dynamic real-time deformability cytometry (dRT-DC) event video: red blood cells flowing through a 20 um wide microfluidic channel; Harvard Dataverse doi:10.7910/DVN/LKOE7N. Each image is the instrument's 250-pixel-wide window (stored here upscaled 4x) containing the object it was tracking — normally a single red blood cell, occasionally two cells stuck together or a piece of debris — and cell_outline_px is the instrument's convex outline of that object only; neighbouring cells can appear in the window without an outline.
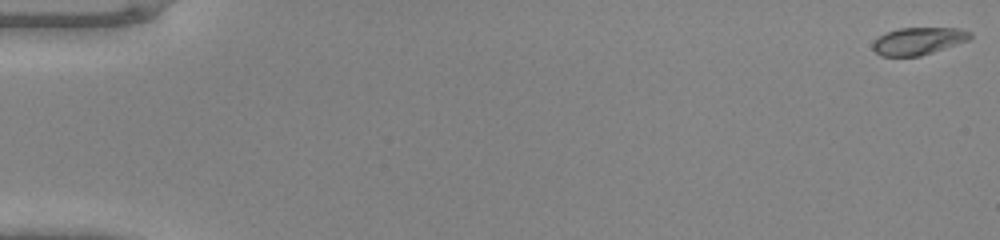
{"species": "common noctule bat (a hibernating species)", "species_latin": "Nyctalus noctula", "temperature_condition": "warm", "stored_images_in_passage": 49, "camera_frame_rate_fps": 3000, "um_per_image_px": 0.085, "animal": {"sex": "male", "body_mass_g": 20.0, "forearm_length_mm": 53.3}, "frame": {"image": 1, "passage_image": 1, "time_ms": 0.0, "image_size_px": [1000, 240], "cell_outline_px": [[972, 36], [968, 40], [920, 56], [880, 56], [872, 48], [872, 44], [880, 36], [888, 32], [900, 28], [960, 28], [972, 32]], "centroid_in_image_um": [78.07, 3.48], "position_along_channel_um": 6.9, "area_um2": 15.32}}
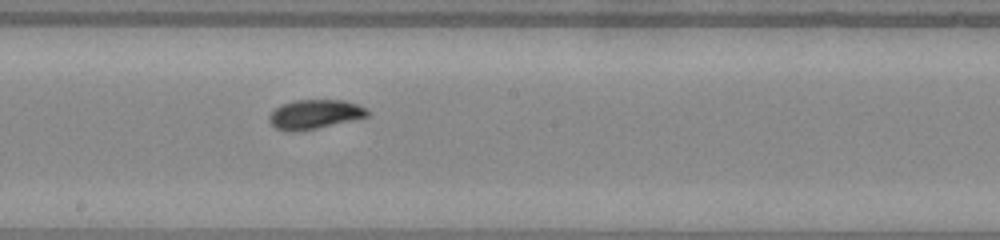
{"frame": {"image": 2, "passage_image": 28, "time_ms": 9.0, "image_size_px": [1000, 240], "cell_outline_px": [[368, 116], [316, 128], [292, 132], [288, 132], [276, 128], [268, 120], [268, 116], [276, 108], [284, 104], [296, 100], [344, 100], [356, 104], [364, 108], [368, 112]], "centroid_in_image_um": [26.71, 9.71], "position_along_channel_um": 221.5, "area_um2": 16.36}}
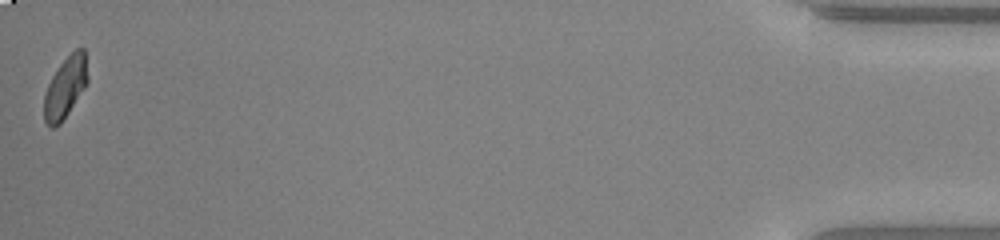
{"frame": {"image": 3, "passage_image": 49, "time_ms": 16.0, "image_size_px": [1000, 240], "cell_outline_px": [[88, 80], [84, 88], [60, 124], [52, 128], [44, 120], [44, 96], [48, 84], [52, 76], [60, 64], [76, 48], [84, 48], [88, 76]], "centroid_in_image_um": [5.55, 7.42], "position_along_channel_um": 429.6, "area_um2": 15.26}}